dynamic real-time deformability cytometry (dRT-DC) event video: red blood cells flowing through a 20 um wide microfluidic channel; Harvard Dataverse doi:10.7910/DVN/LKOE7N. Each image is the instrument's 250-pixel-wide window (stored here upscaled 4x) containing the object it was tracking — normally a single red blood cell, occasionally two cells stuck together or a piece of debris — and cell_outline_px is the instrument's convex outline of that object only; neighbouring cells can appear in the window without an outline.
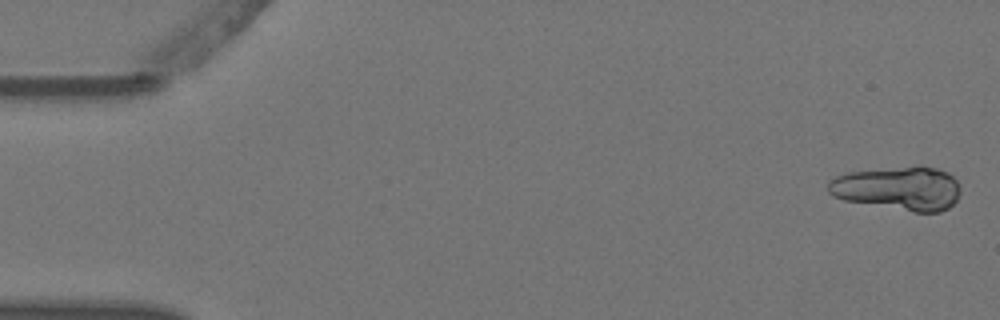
{"species": "Egyptian fruit bat (a non-hibernating species)", "species_latin": "Rousettus aegyptiacus", "temperature_condition": "warm", "stored_images_in_passage": 5, "camera_frame_rate_fps": 3000, "um_per_image_px": 0.085, "animal": {"sex": "female"}, "frame": {"image": 1, "passage_image": 1, "time_ms": 0.0, "image_size_px": [1000, 320], "cell_outline_px": [[960, 192], [956, 200], [948, 208], [940, 212], [912, 212], [844, 200], [832, 196], [828, 192], [828, 180], [836, 176], [848, 172], [916, 164], [920, 164], [936, 168], [948, 172], [960, 184]], "centroid_in_image_um": [76.37, 15.98], "position_along_channel_um": 8.6, "area_um2": 34.45}}